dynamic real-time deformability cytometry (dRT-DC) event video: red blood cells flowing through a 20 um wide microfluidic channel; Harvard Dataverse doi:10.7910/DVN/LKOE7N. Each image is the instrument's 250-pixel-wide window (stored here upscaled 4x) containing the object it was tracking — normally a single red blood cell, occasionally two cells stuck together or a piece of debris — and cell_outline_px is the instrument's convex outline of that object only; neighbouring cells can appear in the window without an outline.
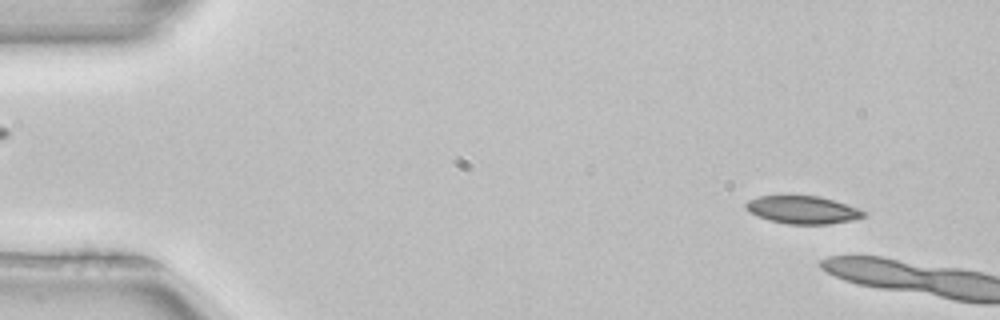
{"species": "common noctule bat (a hibernating species)", "species_latin": "Nyctalus noctula", "temperature_condition": "room temperature", "stored_images_in_passage": 3, "camera_frame_rate_fps": 3000, "um_per_image_px": 0.085, "animal": {"sex": "female", "body_mass_g": 22.7, "forearm_length_mm": 54.2}, "frame": {"image": 1, "passage_image": 1, "time_ms": 0.0, "image_size_px": [1000, 320], "cell_outline_px": [[868, 216], [828, 224], [788, 224], [768, 220], [752, 212], [744, 204], [748, 200], [760, 196], [820, 196], [868, 212]], "centroid_in_image_um": [68.25, 17.84], "position_along_channel_um": 16.8, "area_um2": 18.67}}